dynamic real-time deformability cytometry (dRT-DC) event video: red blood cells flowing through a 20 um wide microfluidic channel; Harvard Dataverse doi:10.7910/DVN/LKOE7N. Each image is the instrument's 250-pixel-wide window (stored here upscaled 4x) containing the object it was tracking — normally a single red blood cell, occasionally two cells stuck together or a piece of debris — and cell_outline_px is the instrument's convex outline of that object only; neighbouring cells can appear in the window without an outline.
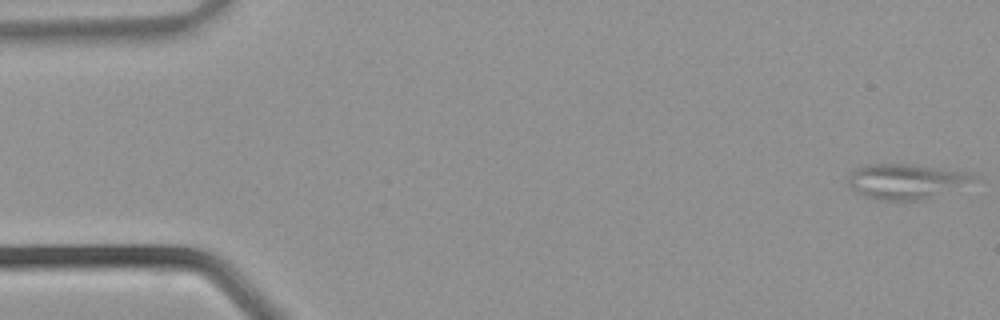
{"species": "common noctule bat (a hibernating species)", "species_latin": "Nyctalus noctula", "temperature_condition": "warm", "stored_images_in_passage": 36, "camera_frame_rate_fps": 3000, "um_per_image_px": 0.085, "animal": {"sex": "male", "body_mass_g": 21.5, "forearm_length_mm": 52.0}, "frame": {"image": 1, "passage_image": 1, "time_ms": 0.0, "image_size_px": [1000, 320], "cell_outline_px": [[976, 176], [968, 180], [924, 200], [872, 200], [864, 196], [852, 188], [848, 184], [848, 176], [856, 168], [864, 164], [912, 164], [960, 172]], "centroid_in_image_um": [76.77, 15.41], "position_along_channel_um": 8.2, "area_um2": 24.51}}
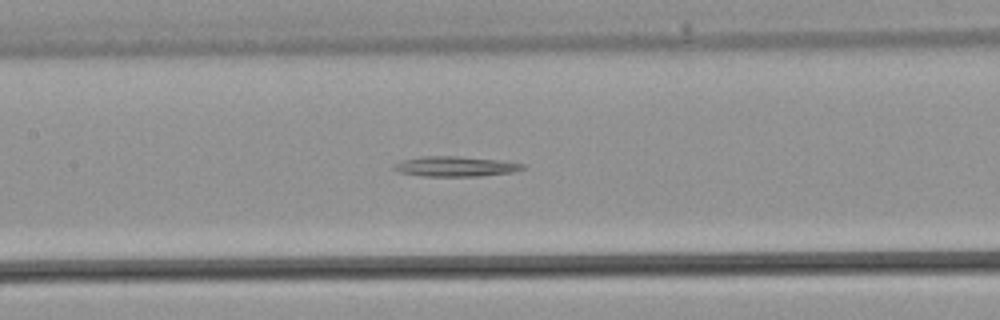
{"frame": {"image": 2, "passage_image": 17, "time_ms": 5.333, "image_size_px": [1000, 320], "cell_outline_px": [[528, 168], [512, 172], [480, 176], [424, 176], [400, 172], [392, 168], [400, 160], [424, 156], [460, 156], [496, 160], [524, 164]], "centroid_in_image_um": [38.72, 14.14], "position_along_channel_um": 168.7, "area_um2": 14.97}}
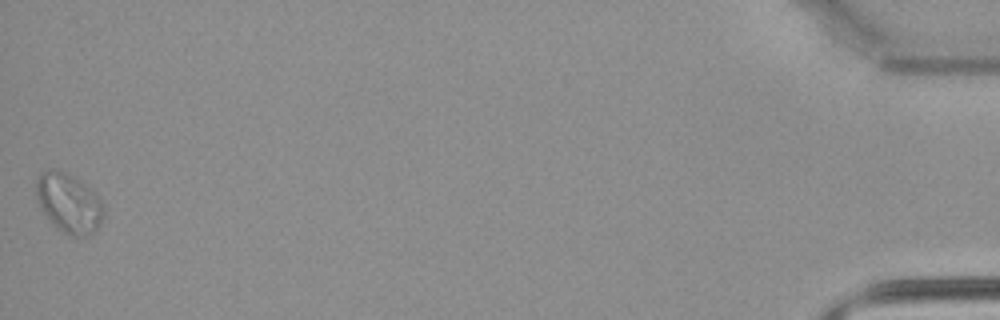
{"frame": {"image": 3, "passage_image": 36, "time_ms": 11.667, "image_size_px": [1000, 320], "cell_outline_px": [[104, 216], [100, 224], [88, 236], [72, 236], [56, 228], [44, 212], [36, 200], [36, 180], [40, 172], [48, 168], [52, 168], [64, 172], [72, 176], [84, 184], [100, 200], [104, 208]], "centroid_in_image_um": [5.82, 17.25], "position_along_channel_um": 429.4, "area_um2": 23.12}}